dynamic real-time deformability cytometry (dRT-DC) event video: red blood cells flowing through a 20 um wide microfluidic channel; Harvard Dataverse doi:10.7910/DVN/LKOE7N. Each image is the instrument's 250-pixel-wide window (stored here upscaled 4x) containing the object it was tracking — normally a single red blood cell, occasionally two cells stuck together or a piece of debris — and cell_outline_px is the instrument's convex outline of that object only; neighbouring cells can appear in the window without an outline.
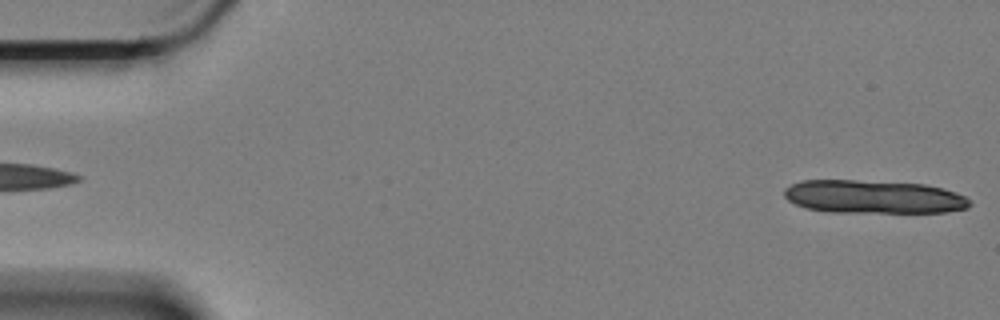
{"species": "Egyptian fruit bat (a non-hibernating species)", "species_latin": "Rousettus aegyptiacus", "temperature_condition": "cold", "stored_images_in_passage": 6, "camera_frame_rate_fps": 3000, "um_per_image_px": 0.085, "animal": {"sex": "female"}, "frame": {"image": 1, "passage_image": 1, "time_ms": 0.0, "image_size_px": [1000, 320], "cell_outline_px": [[972, 204], [968, 208], [948, 212], [828, 212], [804, 208], [788, 200], [784, 196], [784, 188], [800, 180], [856, 180], [924, 184], [944, 188], [956, 192], [972, 200]], "centroid_in_image_um": [74.26, 16.73], "position_along_channel_um": 10.7, "area_um2": 36.3}}